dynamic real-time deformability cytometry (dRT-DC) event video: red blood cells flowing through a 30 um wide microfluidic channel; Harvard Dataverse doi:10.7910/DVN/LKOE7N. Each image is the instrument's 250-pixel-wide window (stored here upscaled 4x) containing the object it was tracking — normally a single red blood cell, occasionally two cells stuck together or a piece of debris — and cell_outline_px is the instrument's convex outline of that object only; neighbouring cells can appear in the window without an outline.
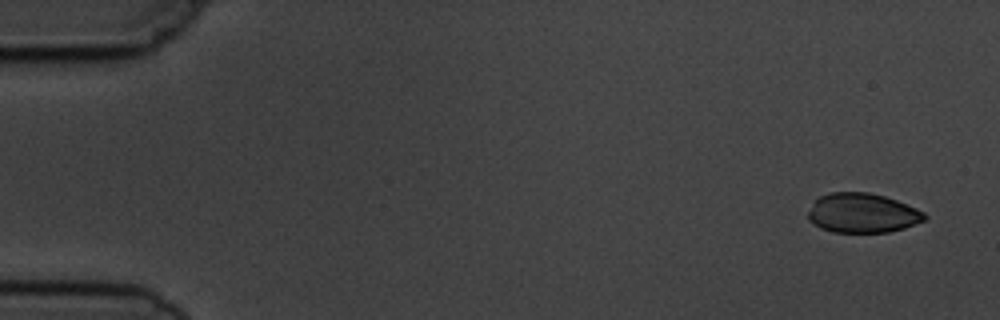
{"species": "common noctule bat (a hibernating species)", "species_latin": "Nyctalus noctula", "temperature_condition": "cold", "stored_images_in_passage": 4, "camera_frame_rate_fps": 3000, "um_per_image_px": 0.085, "animal": {"sex": "male", "body_mass_g": 19.5, "forearm_length_mm": 54.6}, "frame": {"image": 1, "passage_image": 1, "time_ms": 0.0, "image_size_px": [1000, 320], "cell_outline_px": [[928, 216], [924, 220], [904, 228], [888, 232], [832, 232], [820, 228], [808, 220], [808, 212], [816, 200], [820, 196], [828, 192], [868, 192], [884, 196], [896, 200], [916, 208], [924, 212]], "centroid_in_image_um": [73.29, 18.11], "position_along_channel_um": 11.7, "area_um2": 26.76}}
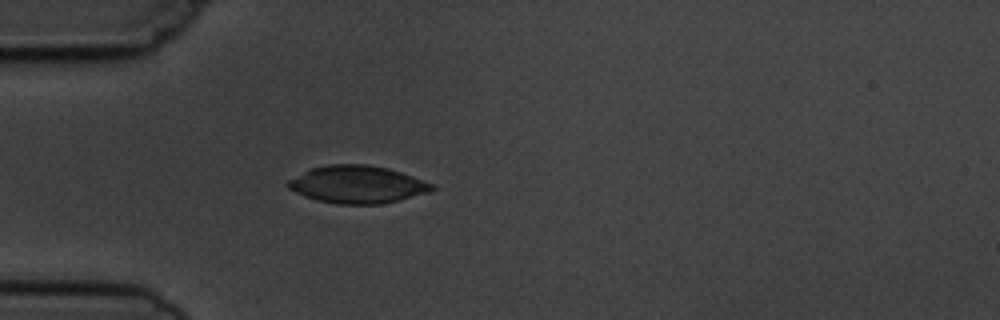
{"frame": {"image": 2, "passage_image": 4, "time_ms": 4.333, "image_size_px": [1000, 320], "cell_outline_px": [[436, 188], [432, 192], [380, 204], [336, 204], [316, 200], [304, 196], [288, 188], [284, 184], [288, 180], [308, 168], [328, 164], [368, 164], [388, 168], [436, 184]], "centroid_in_image_um": [30.36, 15.67], "position_along_channel_um": 54.6, "area_um2": 31.85}}